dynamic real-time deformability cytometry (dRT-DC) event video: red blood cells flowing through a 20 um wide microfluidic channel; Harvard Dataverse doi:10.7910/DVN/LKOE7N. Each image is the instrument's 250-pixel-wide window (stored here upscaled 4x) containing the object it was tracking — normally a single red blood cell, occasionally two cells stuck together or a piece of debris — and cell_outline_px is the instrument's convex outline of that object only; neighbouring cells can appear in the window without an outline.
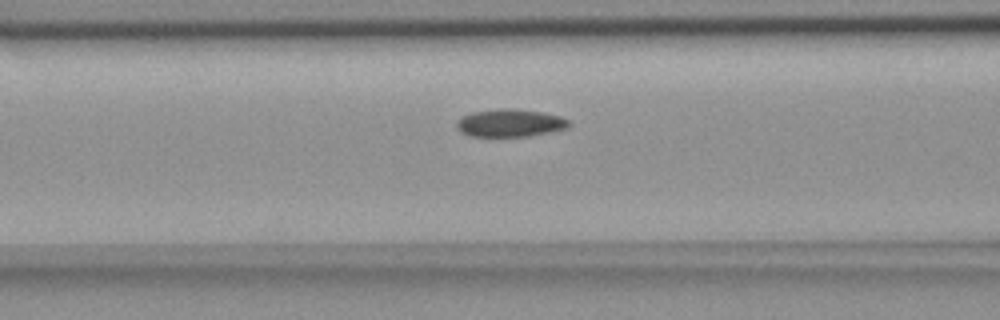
{"species": "common noctule bat (a hibernating species)", "species_latin": "Nyctalus noctula", "temperature_condition": "room temperature", "stored_images_in_passage": 41, "camera_frame_rate_fps": 3000, "um_per_image_px": 0.085, "animal": {"sex": "female", "body_mass_g": 18.4}, "frame": {"image": 1, "passage_image": 15, "time_ms": 4.667, "image_size_px": [1000, 320], "cell_outline_px": [[568, 128], [528, 136], [468, 136], [460, 132], [456, 124], [456, 120], [460, 116], [472, 112], [500, 108], [516, 108], [540, 112], [560, 116], [568, 120]], "centroid_in_image_um": [43.29, 10.44], "position_along_channel_um": 123.3, "area_um2": 18.15}}
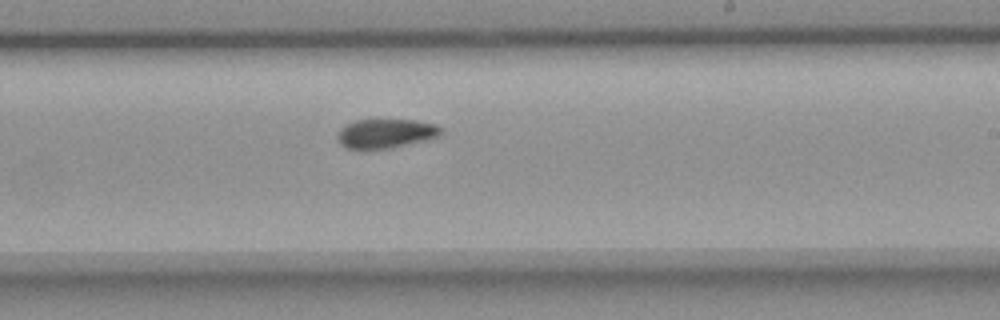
{"frame": {"image": 2, "passage_image": 26, "time_ms": 8.333, "image_size_px": [1000, 320], "cell_outline_px": [[440, 132], [436, 136], [424, 140], [392, 148], [348, 148], [340, 144], [336, 140], [336, 136], [340, 128], [344, 124], [356, 120], [376, 116], [416, 120], [436, 124], [440, 128]], "centroid_in_image_um": [32.7, 11.27], "position_along_channel_um": 256.3, "area_um2": 18.26}}
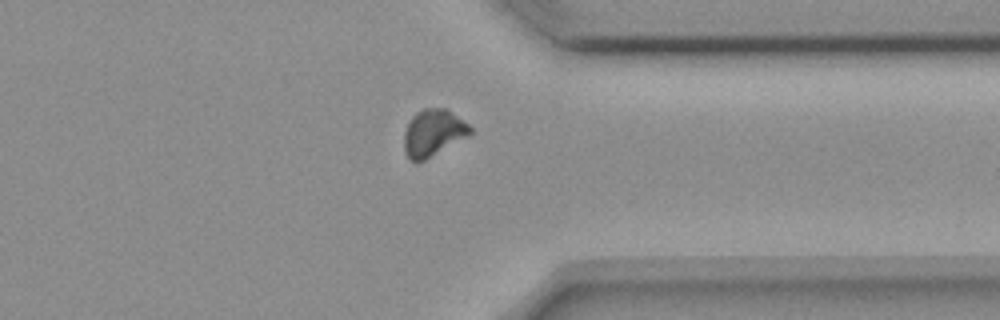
{"frame": {"image": 3, "passage_image": 36, "time_ms": 11.667, "image_size_px": [1000, 320], "cell_outline_px": [[472, 132], [468, 136], [424, 160], [416, 164], [404, 152], [404, 132], [408, 120], [416, 112], [424, 108], [448, 108], [468, 124], [472, 128]], "centroid_in_image_um": [36.8, 11.27], "position_along_channel_um": 374.6, "area_um2": 18.15}}